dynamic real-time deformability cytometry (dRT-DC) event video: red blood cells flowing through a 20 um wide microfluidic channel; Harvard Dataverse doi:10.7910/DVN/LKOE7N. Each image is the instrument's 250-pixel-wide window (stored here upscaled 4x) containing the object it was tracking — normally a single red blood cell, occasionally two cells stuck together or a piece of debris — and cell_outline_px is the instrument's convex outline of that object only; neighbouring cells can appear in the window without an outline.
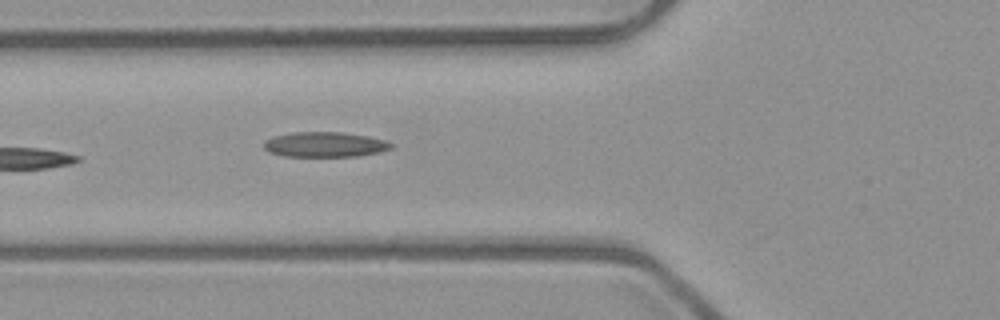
{"species": "common noctule bat (a hibernating species)", "species_latin": "Nyctalus noctula", "temperature_condition": "room temperature", "stored_images_in_passage": 4, "camera_frame_rate_fps": 3000, "um_per_image_px": 0.085, "animal": {"sex": "male", "body_mass_g": 23.1, "forearm_length_mm": 52.7}, "frame": {"image": 1, "passage_image": 4, "time_ms": 1.0, "image_size_px": [1000, 320], "cell_outline_px": [[392, 148], [380, 152], [360, 156], [284, 156], [268, 152], [264, 148], [264, 140], [272, 136], [292, 132], [340, 132], [368, 136], [384, 140], [392, 144]], "centroid_in_image_um": [27.58, 12.28], "position_along_channel_um": 98.2, "area_um2": 18.67}}